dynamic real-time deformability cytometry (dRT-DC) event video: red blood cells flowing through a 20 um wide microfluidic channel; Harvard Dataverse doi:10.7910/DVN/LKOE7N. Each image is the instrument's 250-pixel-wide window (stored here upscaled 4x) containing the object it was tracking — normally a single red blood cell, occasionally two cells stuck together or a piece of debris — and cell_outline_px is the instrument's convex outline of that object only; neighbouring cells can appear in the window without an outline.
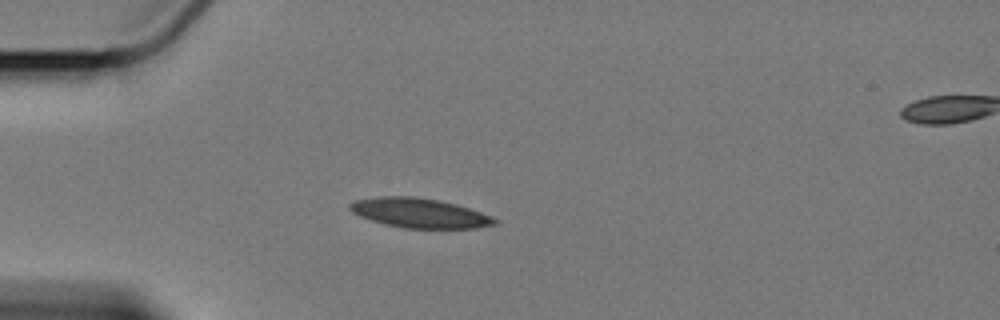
{"species": "Egyptian fruit bat (a non-hibernating species)", "species_latin": "Rousettus aegyptiacus", "temperature_condition": "cold", "stored_images_in_passage": 5, "camera_frame_rate_fps": 3000, "um_per_image_px": 0.085, "animal": {"sex": "female"}, "frame": {"image": 1, "passage_image": 4, "time_ms": 3.667, "image_size_px": [1000, 320], "cell_outline_px": [[500, 220], [496, 224], [476, 228], [404, 228], [384, 224], [360, 216], [352, 212], [348, 208], [348, 204], [356, 200], [380, 196], [412, 196], [436, 200], [456, 204], [492, 216]], "centroid_in_image_um": [35.66, 18.11], "position_along_channel_um": 49.3, "area_um2": 24.85}}